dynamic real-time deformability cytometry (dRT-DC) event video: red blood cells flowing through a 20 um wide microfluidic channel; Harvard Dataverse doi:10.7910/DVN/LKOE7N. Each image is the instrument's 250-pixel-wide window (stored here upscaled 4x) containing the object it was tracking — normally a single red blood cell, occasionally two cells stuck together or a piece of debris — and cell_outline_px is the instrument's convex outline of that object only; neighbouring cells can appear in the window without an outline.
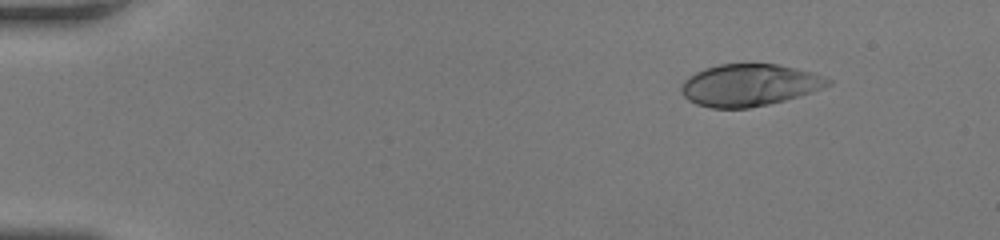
{"species": "human", "species_latin": "Homo sapiens", "temperature_condition": "room temperature", "stored_images_in_passage": 44, "camera_frame_rate_fps": 3000, "um_per_image_px": 0.085, "donor": {"sex": "female"}, "frame": {"image": 1, "passage_image": 1, "time_ms": 0.0, "image_size_px": [1000, 240], "cell_outline_px": [[832, 84], [784, 100], [768, 104], [748, 108], [712, 108], [696, 104], [688, 100], [680, 92], [680, 84], [688, 76], [704, 68], [720, 64], [776, 64], [796, 68], [828, 76], [832, 80]], "centroid_in_image_um": [63.66, 7.22], "position_along_channel_um": 21.3, "area_um2": 35.89}}
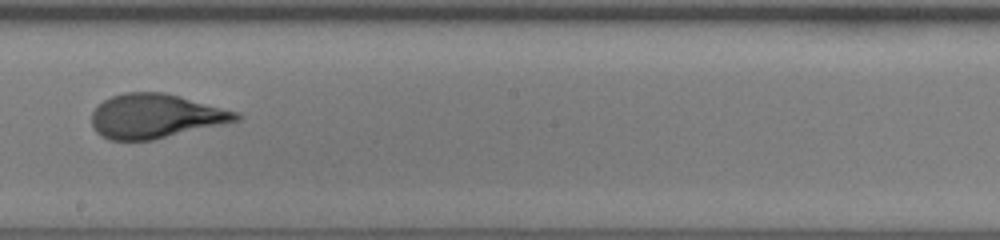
{"frame": {"image": 2, "passage_image": 24, "time_ms": 7.667, "image_size_px": [1000, 240], "cell_outline_px": [[244, 116], [240, 120], [152, 140], [108, 140], [100, 136], [96, 132], [92, 124], [92, 112], [104, 100], [112, 96], [124, 92], [164, 92], [180, 96], [240, 112]], "centroid_in_image_um": [13.23, 9.87], "position_along_channel_um": 235.0, "area_um2": 37.28}}
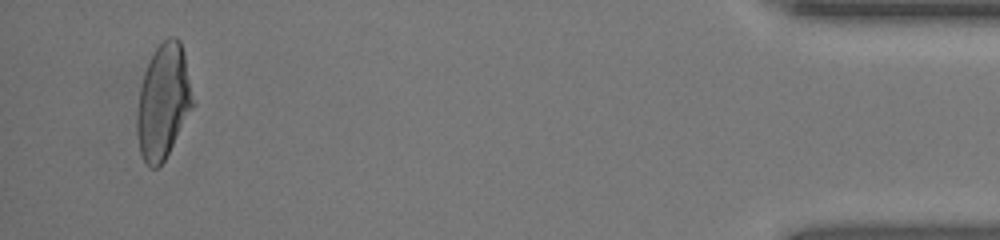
{"frame": {"image": 3, "passage_image": 42, "time_ms": 13.667, "image_size_px": [1000, 240], "cell_outline_px": [[196, 104], [164, 160], [156, 168], [148, 168], [140, 152], [136, 132], [136, 116], [140, 88], [144, 72], [152, 52], [168, 36], [176, 36], [180, 40], [184, 52]], "centroid_in_image_um": [13.9, 8.62], "position_along_channel_um": 421.3, "area_um2": 37.86}, "authors_computed_cell_mechanics": {"area_um2": 37.1654, "velocity_mm_per_s": 4.3046, "shape_relaxation_time_tau1_ms": 6.9634, "shape_relaxation_time_tau2_ms": null, "deformation_change_tau1": 0.2929, "deformation_change_tau2": null}}